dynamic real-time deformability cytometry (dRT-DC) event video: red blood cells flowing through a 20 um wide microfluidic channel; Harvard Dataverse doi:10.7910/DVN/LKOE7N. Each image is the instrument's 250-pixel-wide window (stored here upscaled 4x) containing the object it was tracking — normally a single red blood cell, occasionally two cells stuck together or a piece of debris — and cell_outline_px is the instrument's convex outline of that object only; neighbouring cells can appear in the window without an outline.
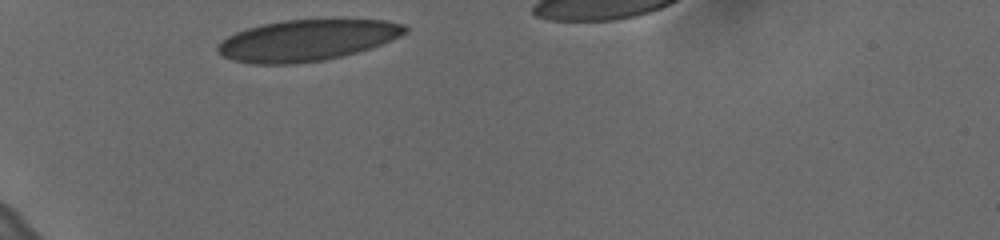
{"species": "human", "species_latin": "Homo sapiens", "temperature_condition": "cold", "stored_images_in_passage": 31, "camera_frame_rate_fps": 3000, "um_per_image_px": 0.085, "donor": {"sex": "female"}, "frame": {"image": 1, "passage_image": 1, "time_ms": 0.0, "image_size_px": [1000, 240], "cell_outline_px": [[408, 32], [392, 40], [356, 52], [324, 60], [296, 64], [252, 64], [232, 60], [224, 56], [216, 48], [228, 36], [236, 32], [248, 28], [264, 24], [284, 20], [384, 20], [404, 24], [408, 28]], "centroid_in_image_um": [26.1, 3.43], "position_along_channel_um": 58.9, "area_um2": 44.51}}
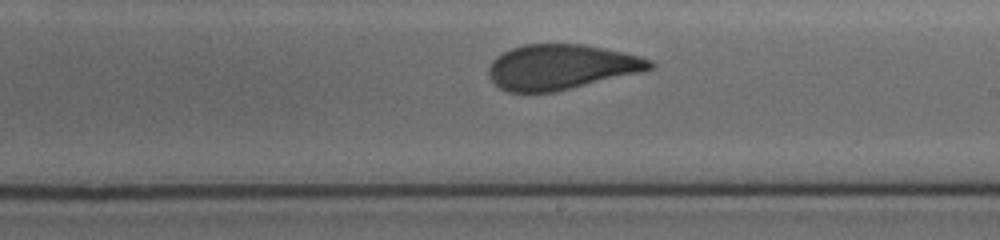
{"frame": {"image": 2, "passage_image": 18, "time_ms": 5.667, "image_size_px": [1000, 240], "cell_outline_px": [[656, 68], [644, 72], [552, 92], [508, 92], [500, 88], [488, 76], [488, 68], [492, 60], [496, 56], [512, 48], [524, 44], [584, 44], [624, 52], [640, 56], [652, 60], [656, 64]], "centroid_in_image_um": [47.74, 5.69], "position_along_channel_um": 241.3, "area_um2": 42.6}}
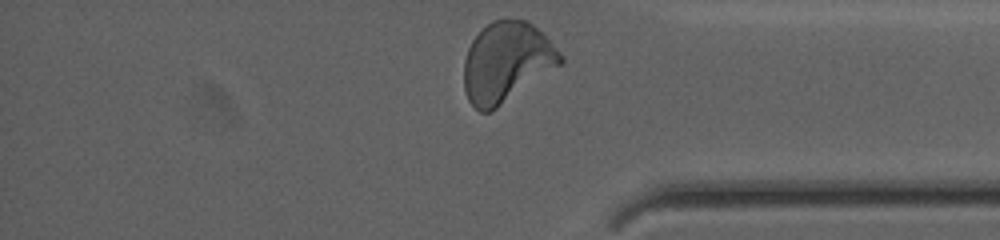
{"frame": {"image": 3, "passage_image": 31, "time_ms": 10.0, "image_size_px": [1000, 240], "cell_outline_px": [[564, 60], [560, 64], [496, 108], [488, 112], [480, 112], [468, 100], [464, 88], [464, 60], [468, 48], [472, 40], [492, 20], [504, 16], [528, 20], [564, 56]], "centroid_in_image_um": [43.02, 5.24], "position_along_channel_um": 392.2, "area_um2": 44.56}, "authors_computed_cell_mechanics": {"area_um2": 43.639, "velocity_mm_per_s": 3.6039, "shape_relaxation_time_tau1_ms": 9.6211, "shape_relaxation_time_tau2_ms": 0.6784, "deformation_change_tau1": 0.2236, "deformation_change_tau2": 0.0515}}